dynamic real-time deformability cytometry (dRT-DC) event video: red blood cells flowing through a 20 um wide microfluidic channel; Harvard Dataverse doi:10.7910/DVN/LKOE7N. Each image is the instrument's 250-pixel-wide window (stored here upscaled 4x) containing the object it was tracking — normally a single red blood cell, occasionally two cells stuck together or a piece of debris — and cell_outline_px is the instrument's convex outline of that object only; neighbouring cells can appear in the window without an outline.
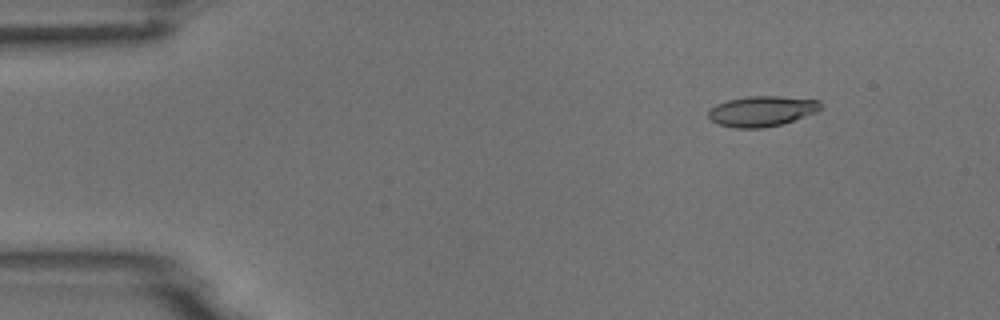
{"species": "common noctule bat (a hibernating species)", "species_latin": "Nyctalus noctula", "temperature_condition": "room temperature", "stored_images_in_passage": 7, "camera_frame_rate_fps": 3000, "um_per_image_px": 0.085, "animal": {"sex": "male", "body_mass_g": 18.8}, "frame": {"image": 1, "passage_image": 2, "time_ms": 1.333, "image_size_px": [1000, 320], "cell_outline_px": [[820, 108], [816, 112], [780, 124], [764, 128], [736, 128], [720, 124], [712, 120], [708, 116], [708, 112], [716, 104], [728, 100], [748, 96], [780, 96], [820, 100]], "centroid_in_image_um": [64.75, 9.44], "position_along_channel_um": 20.3, "area_um2": 19.59}}
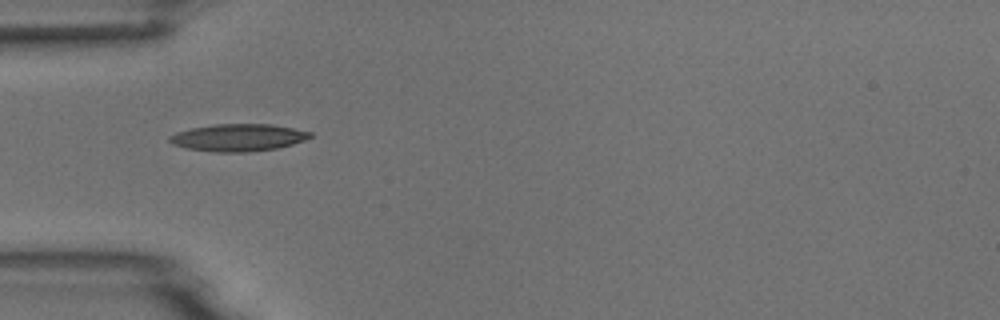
{"frame": {"image": 2, "passage_image": 5, "time_ms": 4.667, "image_size_px": [1000, 320], "cell_outline_px": [[312, 136], [304, 140], [292, 144], [276, 148], [248, 152], [216, 152], [188, 148], [172, 144], [168, 140], [168, 136], [176, 132], [192, 128], [216, 124], [268, 124], [292, 128], [312, 132]], "centroid_in_image_um": [20.23, 11.69], "position_along_channel_um": 64.8, "area_um2": 22.14}}